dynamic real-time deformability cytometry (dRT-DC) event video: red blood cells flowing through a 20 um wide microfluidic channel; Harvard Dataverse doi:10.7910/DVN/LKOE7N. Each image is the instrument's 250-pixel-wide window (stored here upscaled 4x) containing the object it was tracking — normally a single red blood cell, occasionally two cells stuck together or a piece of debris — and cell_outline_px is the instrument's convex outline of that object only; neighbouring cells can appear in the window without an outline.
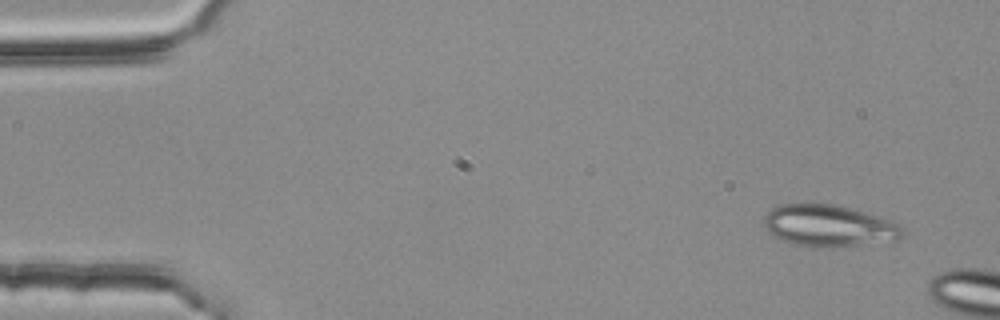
{"species": "common noctule bat (a hibernating species)", "species_latin": "Nyctalus noctula", "temperature_condition": "room temperature", "stored_images_in_passage": 3, "camera_frame_rate_fps": 3000, "um_per_image_px": 0.085, "animal": {"sex": "female", "body_mass_g": 25.1}, "frame": {"image": 1, "passage_image": 1, "time_ms": 0.0, "image_size_px": [1000, 320], "cell_outline_px": [[904, 236], [896, 240], [824, 248], [816, 248], [792, 244], [772, 236], [760, 224], [764, 216], [772, 208], [780, 204], [836, 204], [852, 208], [888, 220], [896, 224], [904, 232]], "centroid_in_image_um": [70.35, 19.2], "position_along_channel_um": 14.7, "area_um2": 33.76}}